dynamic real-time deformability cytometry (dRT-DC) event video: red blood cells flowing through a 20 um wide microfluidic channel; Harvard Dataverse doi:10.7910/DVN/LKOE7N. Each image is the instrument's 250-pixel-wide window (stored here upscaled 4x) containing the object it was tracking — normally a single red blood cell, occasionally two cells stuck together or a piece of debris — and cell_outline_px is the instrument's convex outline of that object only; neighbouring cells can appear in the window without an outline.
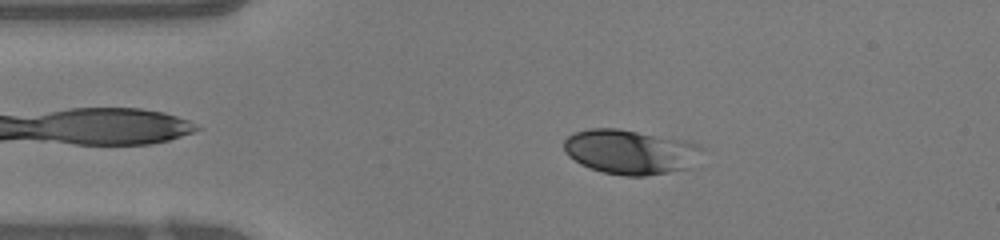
{"species": "human", "species_latin": "Homo sapiens", "temperature_condition": "warm", "stored_images_in_passage": 46, "camera_frame_rate_fps": 3000, "um_per_image_px": 0.085, "donor": {"sex": "female"}, "frame": {"image": 1, "passage_image": 8, "time_ms": 2.333, "image_size_px": [1000, 240], "cell_outline_px": [[704, 148], [692, 168], [644, 176], [624, 176], [604, 172], [580, 164], [568, 156], [564, 152], [564, 140], [568, 136], [576, 132], [588, 128], [616, 128], [688, 140], [700, 144]], "centroid_in_image_um": [53.62, 12.9], "position_along_channel_um": 31.4, "area_um2": 36.24}}
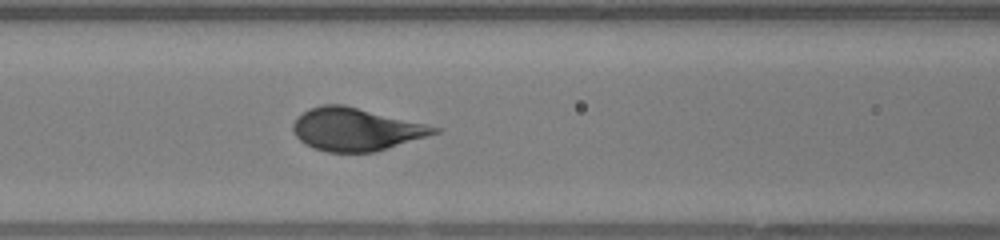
{"frame": {"image": 2, "passage_image": 18, "time_ms": 5.667, "image_size_px": [1000, 240], "cell_outline_px": [[444, 128], [440, 132], [372, 152], [324, 152], [312, 148], [304, 144], [292, 132], [292, 124], [296, 116], [308, 108], [324, 104], [340, 104], [428, 124]], "centroid_in_image_um": [30.19, 10.99], "position_along_channel_um": 136.4, "area_um2": 35.14}}
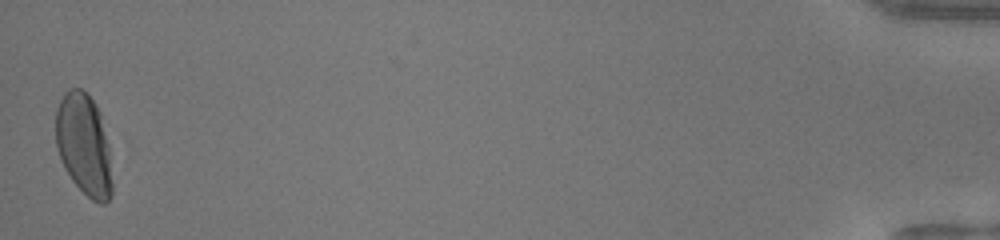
{"frame": {"image": 3, "passage_image": 46, "time_ms": 15.0, "image_size_px": [1000, 240], "cell_outline_px": [[112, 196], [104, 204], [100, 204], [92, 200], [72, 180], [64, 168], [56, 144], [56, 108], [64, 92], [68, 88], [80, 88], [88, 92], [96, 104], [100, 112], [108, 144], [112, 184]], "centroid_in_image_um": [7.13, 12.27], "position_along_channel_um": 428.1, "area_um2": 33.52}}